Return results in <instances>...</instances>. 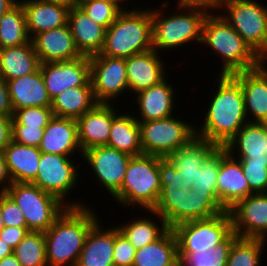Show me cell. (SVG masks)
Wrapping results in <instances>:
<instances>
[{"instance_id":"obj_1","label":"cell","mask_w":267,"mask_h":266,"mask_svg":"<svg viewBox=\"0 0 267 266\" xmlns=\"http://www.w3.org/2000/svg\"><path fill=\"white\" fill-rule=\"evenodd\" d=\"M216 93L212 94L205 119L195 127L196 137L224 147L248 122L240 83L232 75H218ZM247 120V121H246Z\"/></svg>"},{"instance_id":"obj_2","label":"cell","mask_w":267,"mask_h":266,"mask_svg":"<svg viewBox=\"0 0 267 266\" xmlns=\"http://www.w3.org/2000/svg\"><path fill=\"white\" fill-rule=\"evenodd\" d=\"M99 220L87 204L67 207L44 232L48 266H76L86 237Z\"/></svg>"},{"instance_id":"obj_3","label":"cell","mask_w":267,"mask_h":266,"mask_svg":"<svg viewBox=\"0 0 267 266\" xmlns=\"http://www.w3.org/2000/svg\"><path fill=\"white\" fill-rule=\"evenodd\" d=\"M211 47L222 59L220 75H232L260 66L264 60L231 27L221 13L205 17L202 25V42Z\"/></svg>"},{"instance_id":"obj_4","label":"cell","mask_w":267,"mask_h":266,"mask_svg":"<svg viewBox=\"0 0 267 266\" xmlns=\"http://www.w3.org/2000/svg\"><path fill=\"white\" fill-rule=\"evenodd\" d=\"M124 9L105 31L100 55L129 58L153 49L151 9Z\"/></svg>"},{"instance_id":"obj_5","label":"cell","mask_w":267,"mask_h":266,"mask_svg":"<svg viewBox=\"0 0 267 266\" xmlns=\"http://www.w3.org/2000/svg\"><path fill=\"white\" fill-rule=\"evenodd\" d=\"M167 4V1L161 4L162 10L151 9L153 49L159 53L162 49L167 51L179 46L184 48V44H190L192 41L201 44L202 25L210 11L201 7L177 4V10L182 12L167 14L165 17L163 10Z\"/></svg>"},{"instance_id":"obj_6","label":"cell","mask_w":267,"mask_h":266,"mask_svg":"<svg viewBox=\"0 0 267 266\" xmlns=\"http://www.w3.org/2000/svg\"><path fill=\"white\" fill-rule=\"evenodd\" d=\"M161 192L159 156H132L121 189L113 196L121 205L152 210Z\"/></svg>"},{"instance_id":"obj_7","label":"cell","mask_w":267,"mask_h":266,"mask_svg":"<svg viewBox=\"0 0 267 266\" xmlns=\"http://www.w3.org/2000/svg\"><path fill=\"white\" fill-rule=\"evenodd\" d=\"M6 193L22 211L29 231H47L67 208L56 196L33 183L13 182Z\"/></svg>"},{"instance_id":"obj_8","label":"cell","mask_w":267,"mask_h":266,"mask_svg":"<svg viewBox=\"0 0 267 266\" xmlns=\"http://www.w3.org/2000/svg\"><path fill=\"white\" fill-rule=\"evenodd\" d=\"M224 8L228 13L223 12ZM220 11L231 27L266 61L267 6L256 0H225Z\"/></svg>"},{"instance_id":"obj_9","label":"cell","mask_w":267,"mask_h":266,"mask_svg":"<svg viewBox=\"0 0 267 266\" xmlns=\"http://www.w3.org/2000/svg\"><path fill=\"white\" fill-rule=\"evenodd\" d=\"M143 154L167 158L173 151L196 137L195 125L171 116L153 121H138Z\"/></svg>"},{"instance_id":"obj_10","label":"cell","mask_w":267,"mask_h":266,"mask_svg":"<svg viewBox=\"0 0 267 266\" xmlns=\"http://www.w3.org/2000/svg\"><path fill=\"white\" fill-rule=\"evenodd\" d=\"M178 252H203L223 242L232 232L229 211L214 217L180 223L172 228Z\"/></svg>"},{"instance_id":"obj_11","label":"cell","mask_w":267,"mask_h":266,"mask_svg":"<svg viewBox=\"0 0 267 266\" xmlns=\"http://www.w3.org/2000/svg\"><path fill=\"white\" fill-rule=\"evenodd\" d=\"M70 158L59 154L41 153L38 173L32 183L44 192L56 196L67 207L85 206L81 201L65 200L67 195L69 196L68 193L72 192L79 182V167Z\"/></svg>"},{"instance_id":"obj_12","label":"cell","mask_w":267,"mask_h":266,"mask_svg":"<svg viewBox=\"0 0 267 266\" xmlns=\"http://www.w3.org/2000/svg\"><path fill=\"white\" fill-rule=\"evenodd\" d=\"M90 59V79L98 103L114 104L129 90L126 74V59L95 54ZM111 101V102H110Z\"/></svg>"},{"instance_id":"obj_13","label":"cell","mask_w":267,"mask_h":266,"mask_svg":"<svg viewBox=\"0 0 267 266\" xmlns=\"http://www.w3.org/2000/svg\"><path fill=\"white\" fill-rule=\"evenodd\" d=\"M82 157L101 186L114 196L121 189L132 156L104 145L87 149Z\"/></svg>"},{"instance_id":"obj_14","label":"cell","mask_w":267,"mask_h":266,"mask_svg":"<svg viewBox=\"0 0 267 266\" xmlns=\"http://www.w3.org/2000/svg\"><path fill=\"white\" fill-rule=\"evenodd\" d=\"M240 238H267V193H253L228 210Z\"/></svg>"},{"instance_id":"obj_15","label":"cell","mask_w":267,"mask_h":266,"mask_svg":"<svg viewBox=\"0 0 267 266\" xmlns=\"http://www.w3.org/2000/svg\"><path fill=\"white\" fill-rule=\"evenodd\" d=\"M39 68L51 100L66 89L83 86L90 80V59L84 55L69 61L40 63Z\"/></svg>"},{"instance_id":"obj_16","label":"cell","mask_w":267,"mask_h":266,"mask_svg":"<svg viewBox=\"0 0 267 266\" xmlns=\"http://www.w3.org/2000/svg\"><path fill=\"white\" fill-rule=\"evenodd\" d=\"M254 192L249 188L241 163L221 147V164L217 178V197L225 210Z\"/></svg>"},{"instance_id":"obj_17","label":"cell","mask_w":267,"mask_h":266,"mask_svg":"<svg viewBox=\"0 0 267 266\" xmlns=\"http://www.w3.org/2000/svg\"><path fill=\"white\" fill-rule=\"evenodd\" d=\"M266 65L264 61L257 68L232 74L241 85L248 122L267 123ZM250 114L253 119H250Z\"/></svg>"},{"instance_id":"obj_18","label":"cell","mask_w":267,"mask_h":266,"mask_svg":"<svg viewBox=\"0 0 267 266\" xmlns=\"http://www.w3.org/2000/svg\"><path fill=\"white\" fill-rule=\"evenodd\" d=\"M112 105L98 103L92 110L76 119L82 152L92 147L107 145L112 119L118 113Z\"/></svg>"},{"instance_id":"obj_19","label":"cell","mask_w":267,"mask_h":266,"mask_svg":"<svg viewBox=\"0 0 267 266\" xmlns=\"http://www.w3.org/2000/svg\"><path fill=\"white\" fill-rule=\"evenodd\" d=\"M31 40L40 63L69 61L83 56L76 47L68 24L38 33Z\"/></svg>"},{"instance_id":"obj_20","label":"cell","mask_w":267,"mask_h":266,"mask_svg":"<svg viewBox=\"0 0 267 266\" xmlns=\"http://www.w3.org/2000/svg\"><path fill=\"white\" fill-rule=\"evenodd\" d=\"M162 53L151 49L144 53L126 58V74L129 92L133 94L159 84L167 77L166 67L161 57ZM166 75V76H165Z\"/></svg>"},{"instance_id":"obj_21","label":"cell","mask_w":267,"mask_h":266,"mask_svg":"<svg viewBox=\"0 0 267 266\" xmlns=\"http://www.w3.org/2000/svg\"><path fill=\"white\" fill-rule=\"evenodd\" d=\"M26 28L30 39L36 34L67 25L70 7L44 0H23Z\"/></svg>"},{"instance_id":"obj_22","label":"cell","mask_w":267,"mask_h":266,"mask_svg":"<svg viewBox=\"0 0 267 266\" xmlns=\"http://www.w3.org/2000/svg\"><path fill=\"white\" fill-rule=\"evenodd\" d=\"M38 148L41 153H53L69 157H72L78 150L79 153L83 154L78 141L76 119L53 116L44 129Z\"/></svg>"},{"instance_id":"obj_23","label":"cell","mask_w":267,"mask_h":266,"mask_svg":"<svg viewBox=\"0 0 267 266\" xmlns=\"http://www.w3.org/2000/svg\"><path fill=\"white\" fill-rule=\"evenodd\" d=\"M67 24L82 55L90 57L102 51L106 29L94 22L78 5L70 7Z\"/></svg>"},{"instance_id":"obj_24","label":"cell","mask_w":267,"mask_h":266,"mask_svg":"<svg viewBox=\"0 0 267 266\" xmlns=\"http://www.w3.org/2000/svg\"><path fill=\"white\" fill-rule=\"evenodd\" d=\"M167 77L159 84L143 89L137 93L135 102L140 111L137 121H153L173 116L175 101L174 87L168 83Z\"/></svg>"},{"instance_id":"obj_25","label":"cell","mask_w":267,"mask_h":266,"mask_svg":"<svg viewBox=\"0 0 267 266\" xmlns=\"http://www.w3.org/2000/svg\"><path fill=\"white\" fill-rule=\"evenodd\" d=\"M14 112L25 107H51L40 68L32 73L12 80H7Z\"/></svg>"},{"instance_id":"obj_26","label":"cell","mask_w":267,"mask_h":266,"mask_svg":"<svg viewBox=\"0 0 267 266\" xmlns=\"http://www.w3.org/2000/svg\"><path fill=\"white\" fill-rule=\"evenodd\" d=\"M217 148L216 144L195 137L167 158L176 167L177 175L192 187L202 164Z\"/></svg>"},{"instance_id":"obj_27","label":"cell","mask_w":267,"mask_h":266,"mask_svg":"<svg viewBox=\"0 0 267 266\" xmlns=\"http://www.w3.org/2000/svg\"><path fill=\"white\" fill-rule=\"evenodd\" d=\"M101 224L99 220L90 229L76 266H114V227Z\"/></svg>"},{"instance_id":"obj_28","label":"cell","mask_w":267,"mask_h":266,"mask_svg":"<svg viewBox=\"0 0 267 266\" xmlns=\"http://www.w3.org/2000/svg\"><path fill=\"white\" fill-rule=\"evenodd\" d=\"M3 154L12 182L32 183L36 179L41 158L38 147L11 141Z\"/></svg>"},{"instance_id":"obj_29","label":"cell","mask_w":267,"mask_h":266,"mask_svg":"<svg viewBox=\"0 0 267 266\" xmlns=\"http://www.w3.org/2000/svg\"><path fill=\"white\" fill-rule=\"evenodd\" d=\"M40 61L30 39L27 43L0 48V75L7 81L36 72Z\"/></svg>"},{"instance_id":"obj_30","label":"cell","mask_w":267,"mask_h":266,"mask_svg":"<svg viewBox=\"0 0 267 266\" xmlns=\"http://www.w3.org/2000/svg\"><path fill=\"white\" fill-rule=\"evenodd\" d=\"M97 104L90 79L83 86L72 87L58 94L52 100L51 109L56 117L77 119Z\"/></svg>"},{"instance_id":"obj_31","label":"cell","mask_w":267,"mask_h":266,"mask_svg":"<svg viewBox=\"0 0 267 266\" xmlns=\"http://www.w3.org/2000/svg\"><path fill=\"white\" fill-rule=\"evenodd\" d=\"M133 266H179L174 231L169 228L159 239L136 250Z\"/></svg>"},{"instance_id":"obj_32","label":"cell","mask_w":267,"mask_h":266,"mask_svg":"<svg viewBox=\"0 0 267 266\" xmlns=\"http://www.w3.org/2000/svg\"><path fill=\"white\" fill-rule=\"evenodd\" d=\"M126 113H118L112 119V127L106 146L131 156L142 155L139 122L133 114Z\"/></svg>"},{"instance_id":"obj_33","label":"cell","mask_w":267,"mask_h":266,"mask_svg":"<svg viewBox=\"0 0 267 266\" xmlns=\"http://www.w3.org/2000/svg\"><path fill=\"white\" fill-rule=\"evenodd\" d=\"M265 136L266 123L247 122L224 148L238 158L267 156L264 149Z\"/></svg>"},{"instance_id":"obj_34","label":"cell","mask_w":267,"mask_h":266,"mask_svg":"<svg viewBox=\"0 0 267 266\" xmlns=\"http://www.w3.org/2000/svg\"><path fill=\"white\" fill-rule=\"evenodd\" d=\"M147 212L159 218V221H161L160 227L154 219L145 218V216L140 219H133L134 221H131V223L124 224L125 222H123V224L117 226L136 250L159 239L169 229L165 220L159 214L152 210H147Z\"/></svg>"},{"instance_id":"obj_35","label":"cell","mask_w":267,"mask_h":266,"mask_svg":"<svg viewBox=\"0 0 267 266\" xmlns=\"http://www.w3.org/2000/svg\"><path fill=\"white\" fill-rule=\"evenodd\" d=\"M29 40L24 9L22 4H16L0 19V48L19 46Z\"/></svg>"},{"instance_id":"obj_36","label":"cell","mask_w":267,"mask_h":266,"mask_svg":"<svg viewBox=\"0 0 267 266\" xmlns=\"http://www.w3.org/2000/svg\"><path fill=\"white\" fill-rule=\"evenodd\" d=\"M186 197L187 192L181 189L161 188L158 201L152 211L159 214L172 229L185 222Z\"/></svg>"},{"instance_id":"obj_37","label":"cell","mask_w":267,"mask_h":266,"mask_svg":"<svg viewBox=\"0 0 267 266\" xmlns=\"http://www.w3.org/2000/svg\"><path fill=\"white\" fill-rule=\"evenodd\" d=\"M238 238L233 231L223 242L203 252H178L179 266H226L232 244Z\"/></svg>"},{"instance_id":"obj_38","label":"cell","mask_w":267,"mask_h":266,"mask_svg":"<svg viewBox=\"0 0 267 266\" xmlns=\"http://www.w3.org/2000/svg\"><path fill=\"white\" fill-rule=\"evenodd\" d=\"M13 254L22 266H48L44 232L29 231Z\"/></svg>"},{"instance_id":"obj_39","label":"cell","mask_w":267,"mask_h":266,"mask_svg":"<svg viewBox=\"0 0 267 266\" xmlns=\"http://www.w3.org/2000/svg\"><path fill=\"white\" fill-rule=\"evenodd\" d=\"M266 240L238 237L231 246L226 266H259Z\"/></svg>"},{"instance_id":"obj_40","label":"cell","mask_w":267,"mask_h":266,"mask_svg":"<svg viewBox=\"0 0 267 266\" xmlns=\"http://www.w3.org/2000/svg\"><path fill=\"white\" fill-rule=\"evenodd\" d=\"M225 211L215 194H201L196 190L187 192L185 222L211 218Z\"/></svg>"},{"instance_id":"obj_41","label":"cell","mask_w":267,"mask_h":266,"mask_svg":"<svg viewBox=\"0 0 267 266\" xmlns=\"http://www.w3.org/2000/svg\"><path fill=\"white\" fill-rule=\"evenodd\" d=\"M122 5L120 0H88L78 6L94 22L107 29L125 9Z\"/></svg>"},{"instance_id":"obj_42","label":"cell","mask_w":267,"mask_h":266,"mask_svg":"<svg viewBox=\"0 0 267 266\" xmlns=\"http://www.w3.org/2000/svg\"><path fill=\"white\" fill-rule=\"evenodd\" d=\"M221 164V147H218L202 164L191 190L217 196V178Z\"/></svg>"},{"instance_id":"obj_43","label":"cell","mask_w":267,"mask_h":266,"mask_svg":"<svg viewBox=\"0 0 267 266\" xmlns=\"http://www.w3.org/2000/svg\"><path fill=\"white\" fill-rule=\"evenodd\" d=\"M234 158L240 161L249 188L254 193H267V156Z\"/></svg>"},{"instance_id":"obj_44","label":"cell","mask_w":267,"mask_h":266,"mask_svg":"<svg viewBox=\"0 0 267 266\" xmlns=\"http://www.w3.org/2000/svg\"><path fill=\"white\" fill-rule=\"evenodd\" d=\"M53 116L51 107H25L14 112L12 125L46 127Z\"/></svg>"},{"instance_id":"obj_45","label":"cell","mask_w":267,"mask_h":266,"mask_svg":"<svg viewBox=\"0 0 267 266\" xmlns=\"http://www.w3.org/2000/svg\"><path fill=\"white\" fill-rule=\"evenodd\" d=\"M136 249L122 234L117 225L114 226V266H133Z\"/></svg>"},{"instance_id":"obj_46","label":"cell","mask_w":267,"mask_h":266,"mask_svg":"<svg viewBox=\"0 0 267 266\" xmlns=\"http://www.w3.org/2000/svg\"><path fill=\"white\" fill-rule=\"evenodd\" d=\"M159 178L161 188H178L186 192L192 188L177 175L176 167L168 158L159 157Z\"/></svg>"},{"instance_id":"obj_47","label":"cell","mask_w":267,"mask_h":266,"mask_svg":"<svg viewBox=\"0 0 267 266\" xmlns=\"http://www.w3.org/2000/svg\"><path fill=\"white\" fill-rule=\"evenodd\" d=\"M0 210L5 226L27 227L22 211L7 193H0Z\"/></svg>"},{"instance_id":"obj_48","label":"cell","mask_w":267,"mask_h":266,"mask_svg":"<svg viewBox=\"0 0 267 266\" xmlns=\"http://www.w3.org/2000/svg\"><path fill=\"white\" fill-rule=\"evenodd\" d=\"M45 127H28L27 125H12V141L28 146L39 147Z\"/></svg>"},{"instance_id":"obj_49","label":"cell","mask_w":267,"mask_h":266,"mask_svg":"<svg viewBox=\"0 0 267 266\" xmlns=\"http://www.w3.org/2000/svg\"><path fill=\"white\" fill-rule=\"evenodd\" d=\"M28 232L29 230L27 227L5 226L0 232V239L14 249Z\"/></svg>"},{"instance_id":"obj_50","label":"cell","mask_w":267,"mask_h":266,"mask_svg":"<svg viewBox=\"0 0 267 266\" xmlns=\"http://www.w3.org/2000/svg\"><path fill=\"white\" fill-rule=\"evenodd\" d=\"M14 109L11 103L7 81L0 75V115L13 116Z\"/></svg>"},{"instance_id":"obj_51","label":"cell","mask_w":267,"mask_h":266,"mask_svg":"<svg viewBox=\"0 0 267 266\" xmlns=\"http://www.w3.org/2000/svg\"><path fill=\"white\" fill-rule=\"evenodd\" d=\"M13 116L0 115V152L12 141Z\"/></svg>"},{"instance_id":"obj_52","label":"cell","mask_w":267,"mask_h":266,"mask_svg":"<svg viewBox=\"0 0 267 266\" xmlns=\"http://www.w3.org/2000/svg\"><path fill=\"white\" fill-rule=\"evenodd\" d=\"M225 0H177V4L192 7H201L210 10V13L217 9L221 10L222 4ZM212 10V11H211Z\"/></svg>"},{"instance_id":"obj_53","label":"cell","mask_w":267,"mask_h":266,"mask_svg":"<svg viewBox=\"0 0 267 266\" xmlns=\"http://www.w3.org/2000/svg\"><path fill=\"white\" fill-rule=\"evenodd\" d=\"M7 181V182H6ZM3 152H0V193H6L12 184Z\"/></svg>"},{"instance_id":"obj_54","label":"cell","mask_w":267,"mask_h":266,"mask_svg":"<svg viewBox=\"0 0 267 266\" xmlns=\"http://www.w3.org/2000/svg\"><path fill=\"white\" fill-rule=\"evenodd\" d=\"M11 254H13V248L0 239V260Z\"/></svg>"},{"instance_id":"obj_55","label":"cell","mask_w":267,"mask_h":266,"mask_svg":"<svg viewBox=\"0 0 267 266\" xmlns=\"http://www.w3.org/2000/svg\"><path fill=\"white\" fill-rule=\"evenodd\" d=\"M0 266H22V265L16 259L15 255L11 254L0 260Z\"/></svg>"},{"instance_id":"obj_56","label":"cell","mask_w":267,"mask_h":266,"mask_svg":"<svg viewBox=\"0 0 267 266\" xmlns=\"http://www.w3.org/2000/svg\"><path fill=\"white\" fill-rule=\"evenodd\" d=\"M15 5L16 4L13 0H0V19L7 11H9Z\"/></svg>"},{"instance_id":"obj_57","label":"cell","mask_w":267,"mask_h":266,"mask_svg":"<svg viewBox=\"0 0 267 266\" xmlns=\"http://www.w3.org/2000/svg\"><path fill=\"white\" fill-rule=\"evenodd\" d=\"M44 1L60 2L69 6H73V0H44Z\"/></svg>"},{"instance_id":"obj_58","label":"cell","mask_w":267,"mask_h":266,"mask_svg":"<svg viewBox=\"0 0 267 266\" xmlns=\"http://www.w3.org/2000/svg\"><path fill=\"white\" fill-rule=\"evenodd\" d=\"M4 227H5V225H4L3 218L1 216V210H0V232Z\"/></svg>"},{"instance_id":"obj_59","label":"cell","mask_w":267,"mask_h":266,"mask_svg":"<svg viewBox=\"0 0 267 266\" xmlns=\"http://www.w3.org/2000/svg\"><path fill=\"white\" fill-rule=\"evenodd\" d=\"M265 154L267 155V123H266V136H265Z\"/></svg>"},{"instance_id":"obj_60","label":"cell","mask_w":267,"mask_h":266,"mask_svg":"<svg viewBox=\"0 0 267 266\" xmlns=\"http://www.w3.org/2000/svg\"><path fill=\"white\" fill-rule=\"evenodd\" d=\"M84 1H88V0H73V5H79Z\"/></svg>"},{"instance_id":"obj_61","label":"cell","mask_w":267,"mask_h":266,"mask_svg":"<svg viewBox=\"0 0 267 266\" xmlns=\"http://www.w3.org/2000/svg\"><path fill=\"white\" fill-rule=\"evenodd\" d=\"M15 4H22L21 0H13Z\"/></svg>"}]
</instances>
